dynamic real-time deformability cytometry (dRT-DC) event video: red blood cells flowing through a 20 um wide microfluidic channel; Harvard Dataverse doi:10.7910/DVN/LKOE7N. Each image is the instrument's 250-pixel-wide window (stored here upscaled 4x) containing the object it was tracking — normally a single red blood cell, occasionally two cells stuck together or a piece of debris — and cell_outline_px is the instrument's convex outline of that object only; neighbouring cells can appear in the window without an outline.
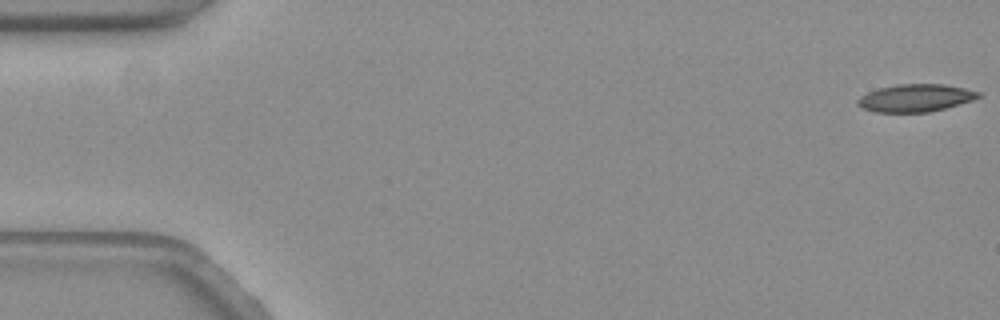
{"species": "common noctule bat (a hibernating species)", "species_latin": "Nyctalus noctula", "temperature_condition": "warm", "stored_images_in_passage": 60, "camera_frame_rate_fps": 3000, "um_per_image_px": 0.085, "animal": {"sex": "female", "body_mass_g": 19.3, "forearm_length_mm": 54.1}, "frame": {"image": 1, "passage_image": 1, "time_ms": 0.0, "image_size_px": [1000, 320], "cell_outline_px": [[980, 96], [972, 100], [944, 108], [928, 112], [876, 112], [864, 108], [856, 104], [856, 100], [860, 96], [868, 92], [880, 88], [896, 84], [944, 84], [964, 88], [980, 92]], "centroid_in_image_um": [77.79, 8.32], "position_along_channel_um": 7.2, "area_um2": 19.19}}
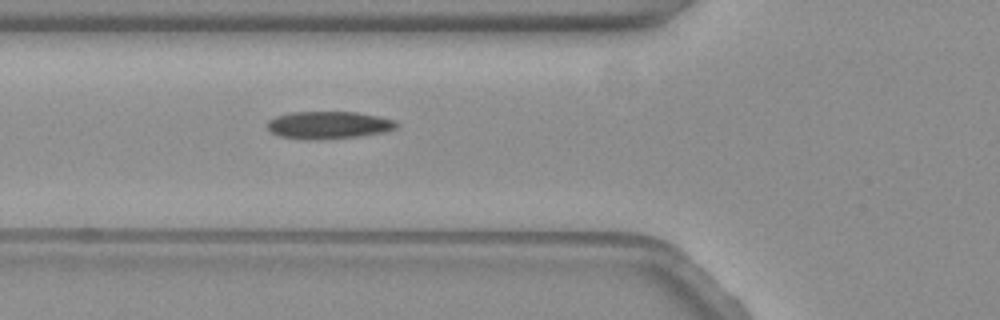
{"frame": {"image": 2, "passage_image": 22, "time_ms": 7.0, "image_size_px": [1000, 320], "cell_outline_px": [[400, 124], [396, 128], [384, 132], [360, 136], [320, 140], [304, 140], [280, 136], [272, 132], [268, 128], [268, 120], [276, 116], [292, 112], [356, 112], [376, 116], [392, 120]], "centroid_in_image_um": [27.91, 10.64], "position_along_channel_um": 97.9, "area_um2": 20.69}}
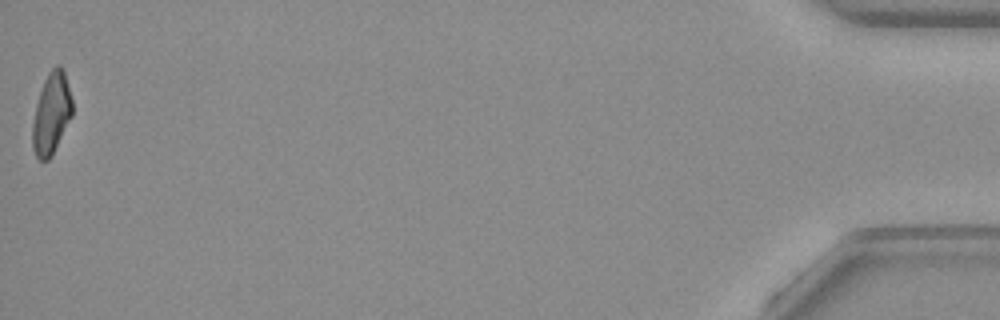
{"frame": {"image": 3, "passage_image": 60, "time_ms": 19.667, "image_size_px": [1000, 320], "cell_outline_px": [[72, 116], [52, 156], [48, 160], [40, 160], [36, 156], [32, 148], [32, 124], [36, 104], [44, 80], [48, 72], [56, 64], [60, 64], [64, 72], [72, 100]], "centroid_in_image_um": [4.36, 9.66], "position_along_channel_um": 430.8, "area_um2": 18.9}, "authors_computed_cell_mechanics": {"area_um2": 19.9988, "velocity_mm_per_s": 3.4621, "shape_relaxation_time_tau1_ms": null, "shape_relaxation_time_tau2_ms": 3.419, "deformation_change_tau1": null, "deformation_change_tau2": 0.1055}}